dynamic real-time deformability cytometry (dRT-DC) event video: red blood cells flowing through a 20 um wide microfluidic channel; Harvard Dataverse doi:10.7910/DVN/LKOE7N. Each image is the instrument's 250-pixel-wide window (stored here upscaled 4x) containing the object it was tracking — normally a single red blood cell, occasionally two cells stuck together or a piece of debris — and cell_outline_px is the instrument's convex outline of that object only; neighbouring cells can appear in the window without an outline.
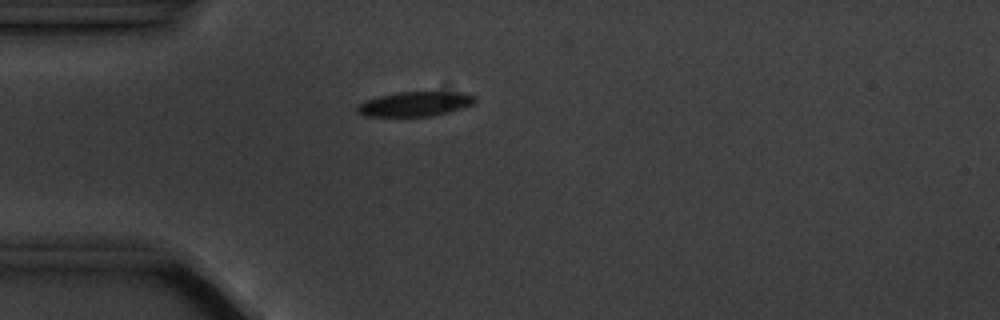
{"species": "common noctule bat (a hibernating species)", "species_latin": "Nyctalus noctula", "temperature_condition": "cold", "stored_images_in_passage": 2, "camera_frame_rate_fps": 3000, "um_per_image_px": 0.085, "animal": {"sex": "male", "body_mass_g": 20.1, "forearm_length_mm": 53.5}, "frame": {"image": 1, "passage_image": 2, "time_ms": 1.333, "image_size_px": [1000, 320], "cell_outline_px": [[476, 100], [472, 104], [448, 112], [432, 116], [364, 116], [356, 112], [356, 108], [364, 100], [396, 92], [464, 92], [476, 96]], "centroid_in_image_um": [35.26, 8.83], "position_along_channel_um": 49.7, "area_um2": 16.88}}